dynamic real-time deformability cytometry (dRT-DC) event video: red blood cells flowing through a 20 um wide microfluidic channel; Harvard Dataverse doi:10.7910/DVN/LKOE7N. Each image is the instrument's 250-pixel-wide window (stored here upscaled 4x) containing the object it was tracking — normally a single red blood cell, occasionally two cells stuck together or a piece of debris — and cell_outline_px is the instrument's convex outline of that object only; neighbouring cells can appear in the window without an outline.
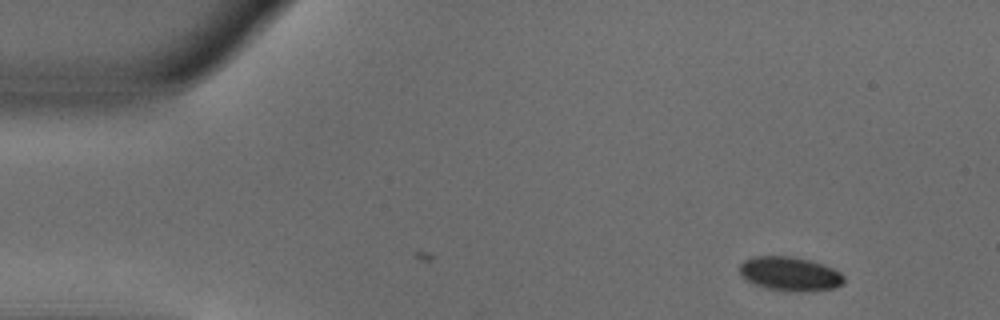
{"species": "common noctule bat (a hibernating species)", "species_latin": "Nyctalus noctula", "temperature_condition": "warm", "stored_images_in_passage": 42, "camera_frame_rate_fps": 3000, "um_per_image_px": 0.085, "animal": {"sex": "male", "body_mass_g": 18.8}, "frame": {"image": 1, "passage_image": 1, "time_ms": 0.0, "image_size_px": [1000, 320], "cell_outline_px": [[844, 284], [832, 288], [804, 292], [800, 292], [764, 288], [752, 284], [740, 276], [740, 264], [744, 260], [752, 256], [788, 256], [812, 260], [832, 268], [840, 272], [844, 276]], "centroid_in_image_um": [67.12, 23.28], "position_along_channel_um": 17.9, "area_um2": 20.92}}
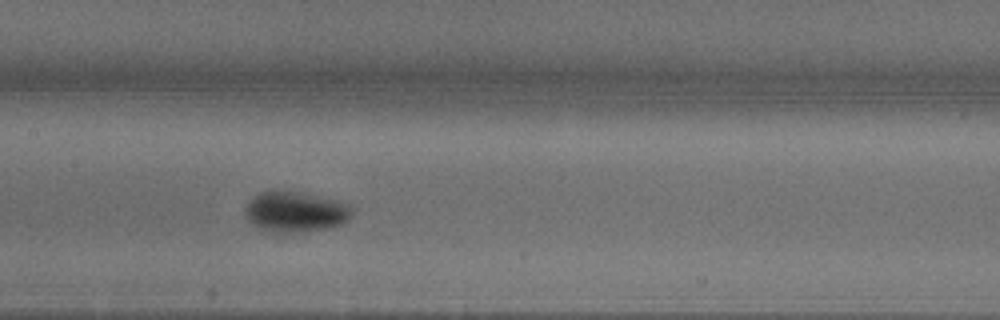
{"frame": {"image": 2, "passage_image": 21, "time_ms": 6.667, "image_size_px": [1000, 320], "cell_outline_px": [[352, 216], [348, 220], [332, 228], [284, 236], [268, 232], [256, 228], [244, 216], [244, 212], [248, 200], [260, 192], [272, 188], [304, 192], [348, 204], [352, 208]], "centroid_in_image_um": [25.04, 18.03], "position_along_channel_um": 182.4, "area_um2": 26.65}}
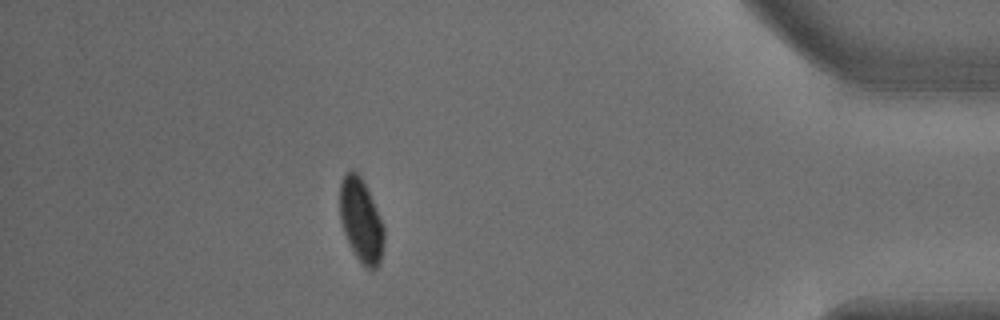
{"frame": {"image": 3, "passage_image": 42, "time_ms": 13.667, "image_size_px": [1000, 320], "cell_outline_px": [[384, 240], [380, 264], [372, 272], [364, 268], [356, 256], [344, 232], [340, 220], [340, 184], [344, 176], [352, 168], [356, 168], [372, 200], [384, 228]], "centroid_in_image_um": [30.69, 18.78], "position_along_channel_um": 404.5, "area_um2": 21.39}, "authors_computed_cell_mechanics": {"area_um2": 23.3512, "velocity_mm_per_s": 3.8353, "shape_relaxation_time_tau1_ms": 3.0515, "shape_relaxation_time_tau2_ms": null, "deformation_change_tau1": 0.1077, "deformation_change_tau2": null}}